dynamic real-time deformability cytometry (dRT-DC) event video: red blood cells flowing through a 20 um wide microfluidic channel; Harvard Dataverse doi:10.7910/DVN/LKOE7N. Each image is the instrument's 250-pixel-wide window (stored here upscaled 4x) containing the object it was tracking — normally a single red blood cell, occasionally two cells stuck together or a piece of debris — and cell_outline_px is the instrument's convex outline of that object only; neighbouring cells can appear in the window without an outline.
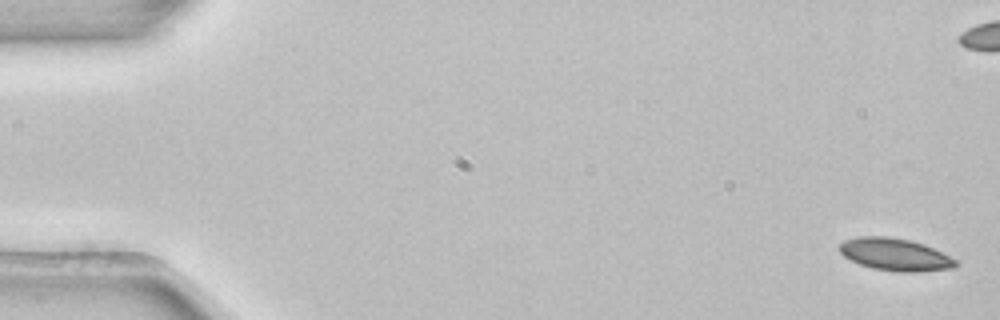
{"species": "common noctule bat (a hibernating species)", "species_latin": "Nyctalus noctula", "temperature_condition": "room temperature", "stored_images_in_passage": 5, "segment_of_instrument_passage": [2, 2], "camera_frame_rate_fps": 3000, "um_per_image_px": 0.085, "animal": {"sex": "female", "body_mass_g": 22.7, "forearm_length_mm": 54.2}, "frame": {"image": 1, "passage_image": 5, "time_ms": 1.333, "image_size_px": [1000, 320], "cell_outline_px": [[960, 264], [952, 268], [916, 272], [900, 272], [872, 268], [860, 264], [844, 256], [836, 248], [844, 240], [856, 236], [888, 236], [908, 240], [924, 244], [956, 260]], "centroid_in_image_um": [76.04, 21.62], "position_along_channel_um": 9.0, "area_um2": 21.85}}